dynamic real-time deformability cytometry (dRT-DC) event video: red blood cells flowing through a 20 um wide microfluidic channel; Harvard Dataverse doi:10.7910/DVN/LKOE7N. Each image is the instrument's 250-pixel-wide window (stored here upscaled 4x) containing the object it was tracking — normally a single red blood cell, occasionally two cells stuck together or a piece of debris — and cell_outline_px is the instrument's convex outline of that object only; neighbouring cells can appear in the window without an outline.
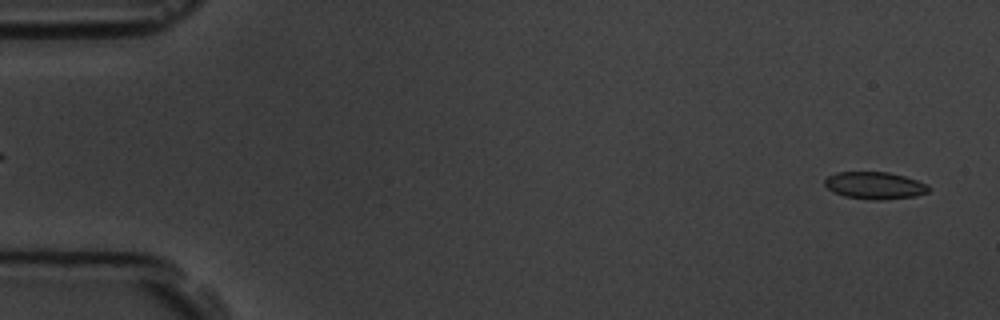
{"species": "common noctule bat (a hibernating species)", "species_latin": "Nyctalus noctula", "temperature_condition": "room temperature", "stored_images_in_passage": 56, "camera_frame_rate_fps": 3000, "um_per_image_px": 0.085, "animal": {"sex": "male", "body_mass_g": 19.5, "forearm_length_mm": 54.6}, "frame": {"image": 1, "passage_image": 2, "time_ms": 0.333, "image_size_px": [1000, 320], "cell_outline_px": [[932, 188], [928, 192], [916, 196], [884, 200], [872, 200], [844, 196], [832, 192], [824, 184], [824, 180], [828, 176], [836, 172], [888, 172], [904, 176], [928, 184]], "centroid_in_image_um": [74.37, 15.77], "position_along_channel_um": 10.6, "area_um2": 16.65}}
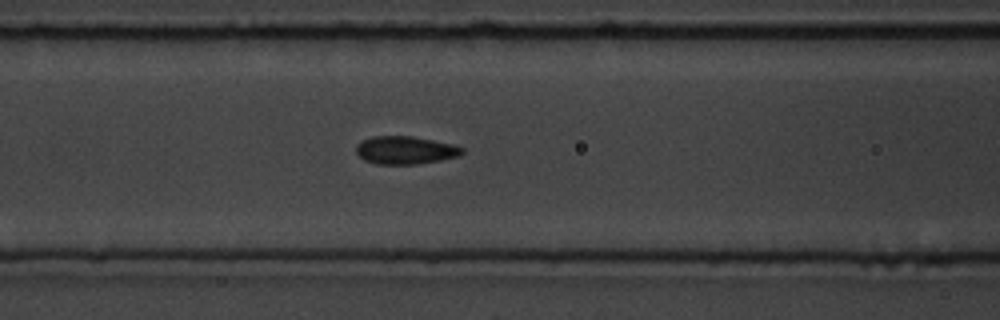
{"frame": {"image": 2, "passage_image": 23, "time_ms": 7.333, "image_size_px": [1000, 320], "cell_outline_px": [[464, 152], [460, 156], [440, 160], [416, 164], [376, 164], [364, 160], [356, 152], [356, 144], [372, 136], [412, 136], [452, 144], [464, 148]], "centroid_in_image_um": [34.45, 12.76], "position_along_channel_um": 132.1, "area_um2": 17.22}}
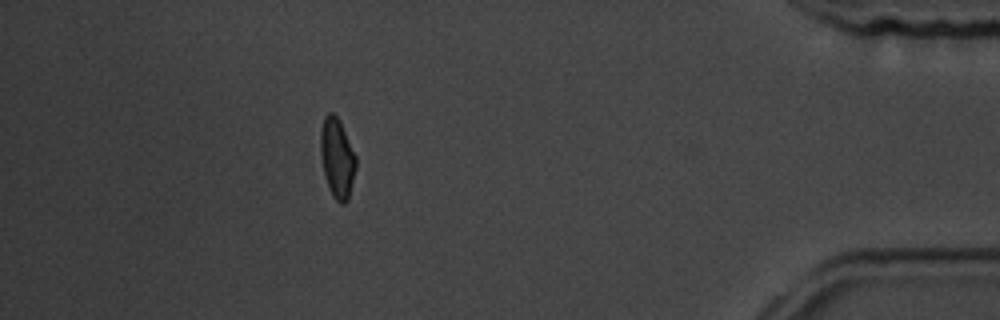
{"frame": {"image": 3, "passage_image": 50, "time_ms": 16.333, "image_size_px": [1000, 320], "cell_outline_px": [[356, 168], [348, 200], [344, 204], [340, 204], [332, 196], [324, 176], [320, 152], [320, 132], [324, 116], [328, 112], [332, 112], [340, 120], [356, 156]], "centroid_in_image_um": [28.65, 13.43], "position_along_channel_um": 406.6, "area_um2": 16.65}, "authors_computed_cell_mechanics": {"area_um2": 16.8487, "velocity_mm_per_s": 3.6118, "shape_relaxation_time_tau1_ms": 3.3258, "shape_relaxation_time_tau2_ms": 1.5301, "deformation_change_tau1": 0.0843, "deformation_change_tau2": 0.0428}}